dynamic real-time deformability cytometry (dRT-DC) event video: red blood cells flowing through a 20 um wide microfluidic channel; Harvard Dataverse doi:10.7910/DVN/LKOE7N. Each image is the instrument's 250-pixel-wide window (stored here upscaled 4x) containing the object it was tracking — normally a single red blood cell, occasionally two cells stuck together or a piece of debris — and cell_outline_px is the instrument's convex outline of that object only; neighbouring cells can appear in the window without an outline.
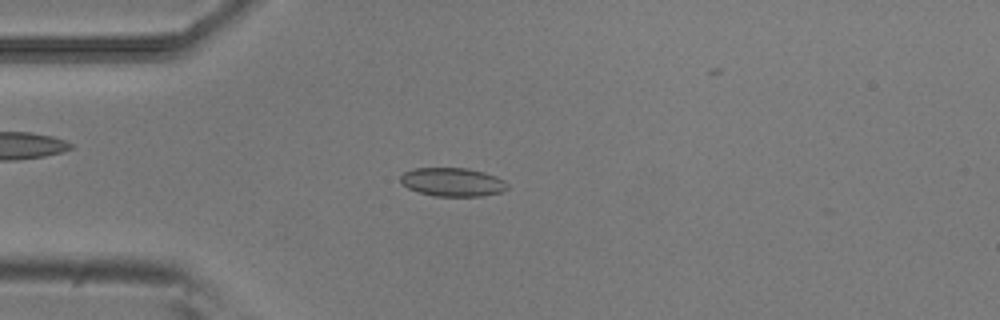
{"species": "common noctule bat (a hibernating species)", "species_latin": "Nyctalus noctula", "temperature_condition": "room temperature", "stored_images_in_passage": 47, "camera_frame_rate_fps": 3000, "um_per_image_px": 0.085, "animal": {"sex": "male", "body_mass_g": 20.5, "forearm_length_mm": 52.5}, "frame": {"image": 1, "passage_image": 7, "time_ms": 2.0, "image_size_px": [1000, 320], "cell_outline_px": [[508, 188], [500, 192], [484, 196], [432, 196], [408, 188], [400, 184], [400, 176], [404, 172], [412, 168], [468, 168], [484, 172], [496, 176], [504, 180], [508, 184]], "centroid_in_image_um": [38.45, 15.47], "position_along_channel_um": 46.5, "area_um2": 17.98}}
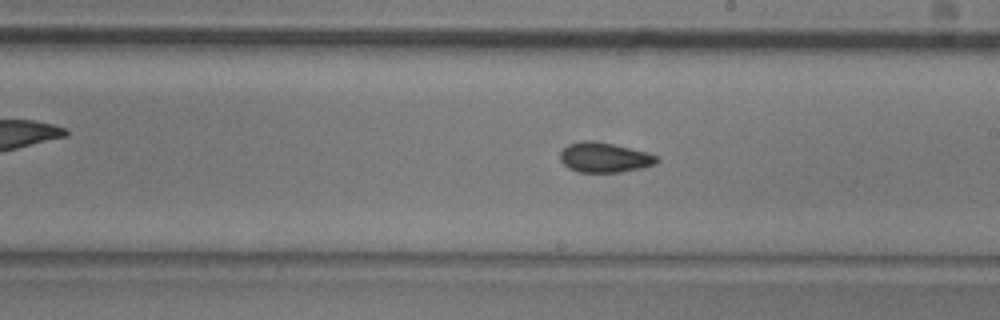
{"frame": {"image": 2, "passage_image": 23, "time_ms": 7.333, "image_size_px": [1000, 320], "cell_outline_px": [[660, 160], [656, 164], [640, 168], [620, 172], [576, 172], [568, 168], [560, 160], [560, 152], [568, 144], [580, 140], [596, 140], [648, 152], [656, 156]], "centroid_in_image_um": [51.36, 13.37], "position_along_channel_um": 237.6, "area_um2": 17.05}}
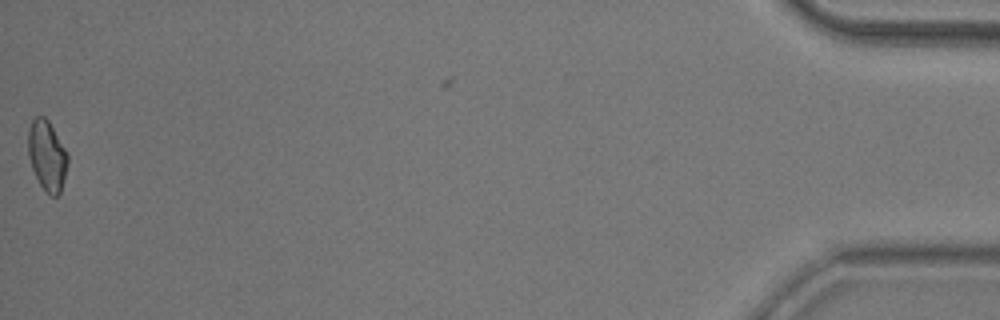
{"frame": {"image": 3, "passage_image": 46, "time_ms": 15.0, "image_size_px": [1000, 320], "cell_outline_px": [[68, 160], [60, 192], [56, 196], [52, 196], [40, 184], [32, 168], [28, 156], [28, 132], [32, 120], [36, 116], [44, 116], [48, 120], [68, 152]], "centroid_in_image_um": [3.99, 13.18], "position_along_channel_um": 431.2, "area_um2": 15.95}, "authors_computed_cell_mechanics": {"area_um2": 16.6464, "velocity_mm_per_s": 3.8366, "shape_relaxation_time_tau1_ms": 10.1404, "shape_relaxation_time_tau2_ms": 1.7874, "deformation_change_tau1": 0.1412, "deformation_change_tau2": 0.0679}}